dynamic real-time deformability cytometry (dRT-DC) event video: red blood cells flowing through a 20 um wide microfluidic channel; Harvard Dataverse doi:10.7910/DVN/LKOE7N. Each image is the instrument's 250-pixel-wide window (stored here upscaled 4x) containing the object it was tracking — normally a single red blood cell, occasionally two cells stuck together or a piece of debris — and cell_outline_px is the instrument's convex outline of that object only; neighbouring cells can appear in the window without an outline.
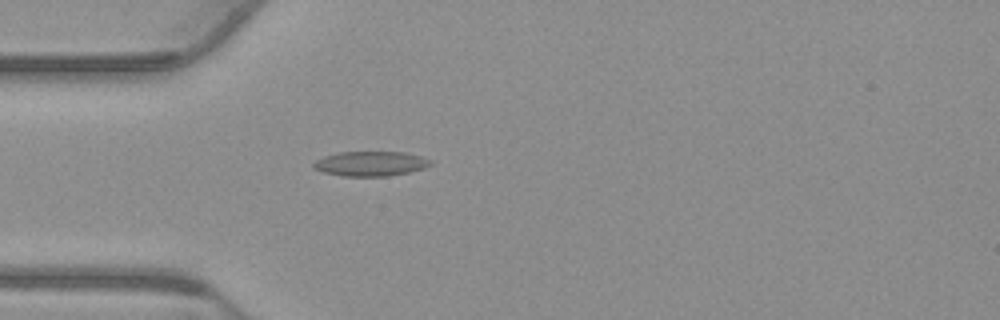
{"species": "common noctule bat (a hibernating species)", "species_latin": "Nyctalus noctula", "temperature_condition": "warm", "stored_images_in_passage": 55, "camera_frame_rate_fps": 3000, "um_per_image_px": 0.085, "animal": {"sex": "male", "body_mass_g": 23.1, "forearm_length_mm": 52.7}, "frame": {"image": 1, "passage_image": 16, "time_ms": 5.0, "image_size_px": [1000, 320], "cell_outline_px": [[432, 164], [424, 168], [408, 172], [388, 176], [344, 176], [324, 172], [312, 168], [312, 164], [316, 160], [324, 156], [340, 152], [404, 152], [420, 156], [432, 160]], "centroid_in_image_um": [31.49, 13.91], "position_along_channel_um": 53.5, "area_um2": 16.82}}
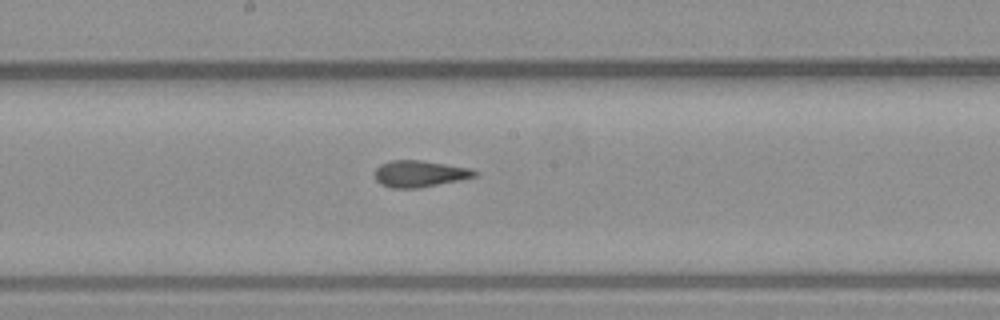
{"frame": {"image": 2, "passage_image": 29, "time_ms": 9.333, "image_size_px": [1000, 320], "cell_outline_px": [[480, 172], [476, 176], [460, 180], [420, 188], [392, 188], [380, 184], [372, 176], [376, 168], [380, 164], [392, 160], [420, 160], [472, 168]], "centroid_in_image_um": [35.66, 14.77], "position_along_channel_um": 212.5, "area_um2": 15.72}}
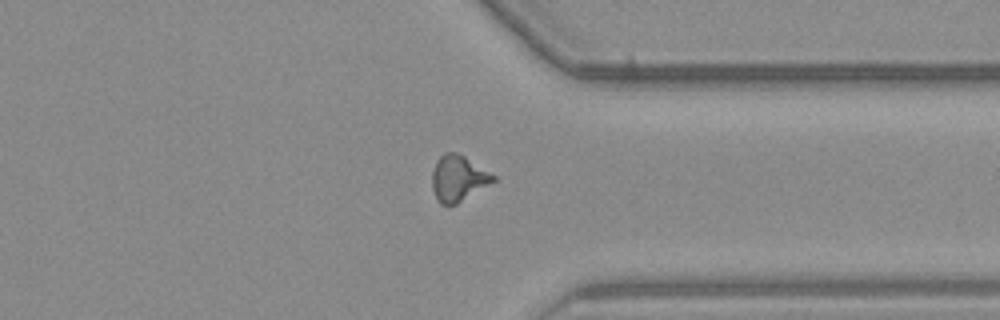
{"frame": {"image": 3, "passage_image": 42, "time_ms": 13.667, "image_size_px": [1000, 320], "cell_outline_px": [[496, 180], [456, 204], [440, 204], [436, 200], [432, 188], [432, 172], [436, 160], [444, 152], [456, 152], [464, 156], [496, 176]], "centroid_in_image_um": [38.92, 15.15], "position_along_channel_um": 372.5, "area_um2": 16.24}, "authors_computed_cell_mechanics": {"area_um2": 15.895, "velocity_mm_per_s": 3.784, "shape_relaxation_time_tau1_ms": null, "shape_relaxation_time_tau2_ms": 2.0868, "deformation_change_tau1": null, "deformation_change_tau2": 0.0892}}